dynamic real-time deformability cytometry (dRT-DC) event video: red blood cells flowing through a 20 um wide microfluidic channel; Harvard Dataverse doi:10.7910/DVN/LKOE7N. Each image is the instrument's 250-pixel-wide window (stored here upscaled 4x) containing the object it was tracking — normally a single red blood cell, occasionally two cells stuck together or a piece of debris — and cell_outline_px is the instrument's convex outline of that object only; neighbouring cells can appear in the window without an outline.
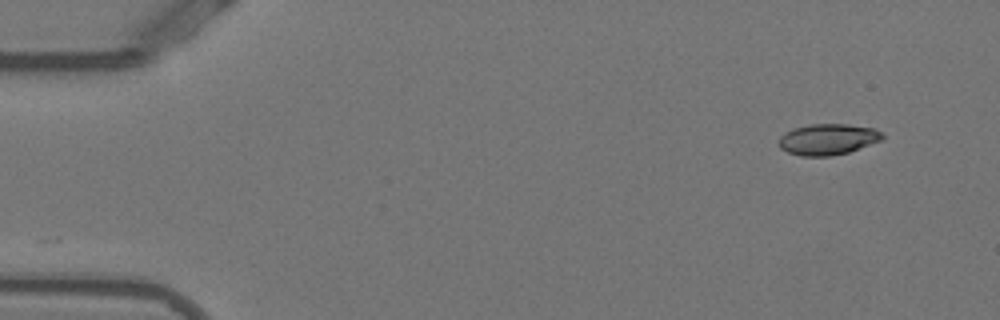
{"species": "Egyptian fruit bat (a non-hibernating species)", "species_latin": "Rousettus aegyptiacus", "temperature_condition": "warm", "stored_images_in_passage": 50, "camera_frame_rate_fps": 3000, "um_per_image_px": 0.085, "animal": {"sex": "female"}, "frame": {"image": 1, "passage_image": 1, "time_ms": 0.0, "image_size_px": [1000, 320], "cell_outline_px": [[884, 136], [880, 140], [848, 152], [832, 156], [800, 156], [788, 152], [780, 148], [780, 136], [784, 132], [792, 128], [808, 124], [848, 124], [876, 128]], "centroid_in_image_um": [70.34, 11.83], "position_along_channel_um": 14.7, "area_um2": 18.73}}
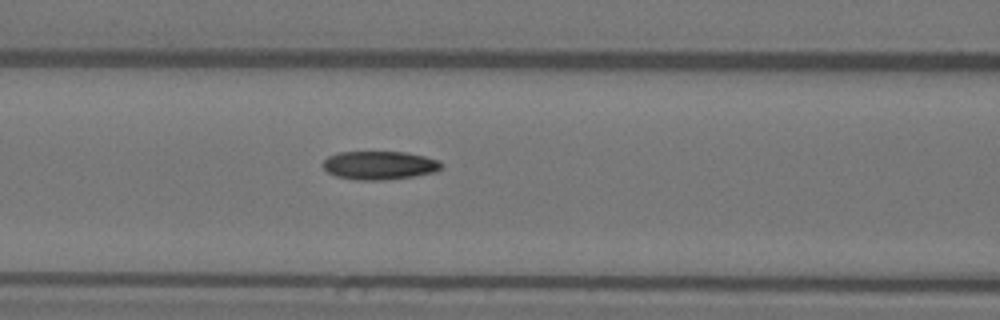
{"frame": {"image": 2, "passage_image": 19, "time_ms": 6.0, "image_size_px": [1000, 320], "cell_outline_px": [[444, 168], [436, 172], [412, 176], [380, 180], [356, 180], [336, 176], [328, 172], [324, 168], [324, 160], [328, 156], [336, 152], [404, 152], [424, 156], [440, 160], [444, 164]], "centroid_in_image_um": [32.29, 14.04], "position_along_channel_um": 134.3, "area_um2": 19.71}}
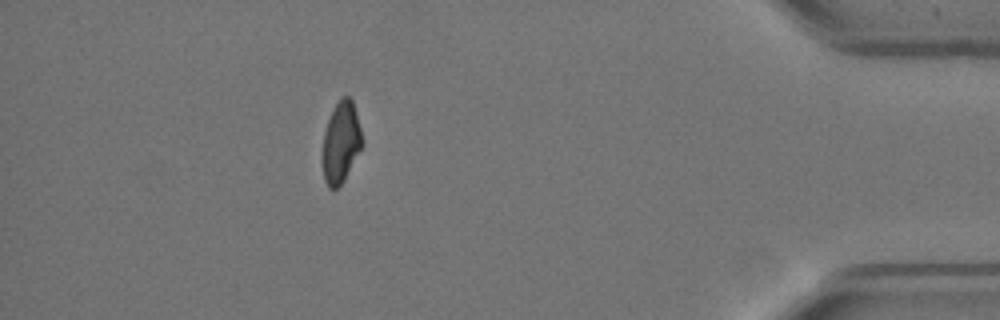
{"frame": {"image": 3, "passage_image": 44, "time_ms": 14.333, "image_size_px": [1000, 320], "cell_outline_px": [[364, 144], [344, 180], [336, 188], [328, 188], [324, 180], [320, 160], [320, 156], [324, 132], [328, 120], [336, 104], [344, 96], [348, 96], [352, 100], [364, 140]], "centroid_in_image_um": [28.96, 12.15], "position_along_channel_um": 406.2, "area_um2": 19.07}, "authors_computed_cell_mechanics": {"area_um2": 19.5364, "velocity_mm_per_s": 3.8527, "shape_relaxation_time_tau1_ms": 6.118, "shape_relaxation_time_tau2_ms": 2.1238, "deformation_change_tau1": 0.21, "deformation_change_tau2": 0.078}}